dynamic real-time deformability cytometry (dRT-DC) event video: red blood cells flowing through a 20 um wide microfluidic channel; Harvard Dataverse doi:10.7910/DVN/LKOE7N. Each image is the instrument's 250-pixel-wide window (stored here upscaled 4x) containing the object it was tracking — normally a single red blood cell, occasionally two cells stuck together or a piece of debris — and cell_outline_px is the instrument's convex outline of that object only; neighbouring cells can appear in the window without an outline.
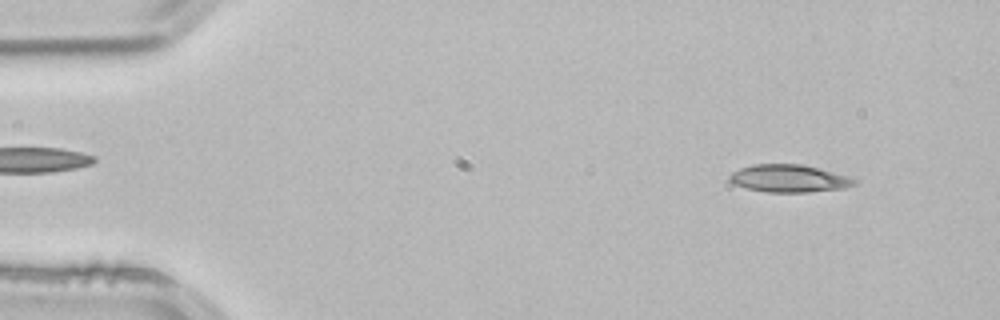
{"species": "common noctule bat (a hibernating species)", "species_latin": "Nyctalus noctula", "temperature_condition": "room temperature", "stored_images_in_passage": 3, "segment_of_instrument_passage": [2, 2], "camera_frame_rate_fps": 3000, "um_per_image_px": 0.085, "animal": {"sex": "male", "body_mass_g": 21.5, "forearm_length_mm": 52.0}, "frame": {"image": 1, "passage_image": 3, "time_ms": 0.667, "image_size_px": [1000, 320], "cell_outline_px": [[856, 184], [844, 188], [808, 192], [768, 192], [748, 188], [736, 184], [728, 180], [728, 176], [732, 172], [740, 168], [752, 164], [800, 164], [820, 168], [848, 176], [856, 180]], "centroid_in_image_um": [67.06, 15.16], "position_along_channel_um": 17.9, "area_um2": 19.94}}